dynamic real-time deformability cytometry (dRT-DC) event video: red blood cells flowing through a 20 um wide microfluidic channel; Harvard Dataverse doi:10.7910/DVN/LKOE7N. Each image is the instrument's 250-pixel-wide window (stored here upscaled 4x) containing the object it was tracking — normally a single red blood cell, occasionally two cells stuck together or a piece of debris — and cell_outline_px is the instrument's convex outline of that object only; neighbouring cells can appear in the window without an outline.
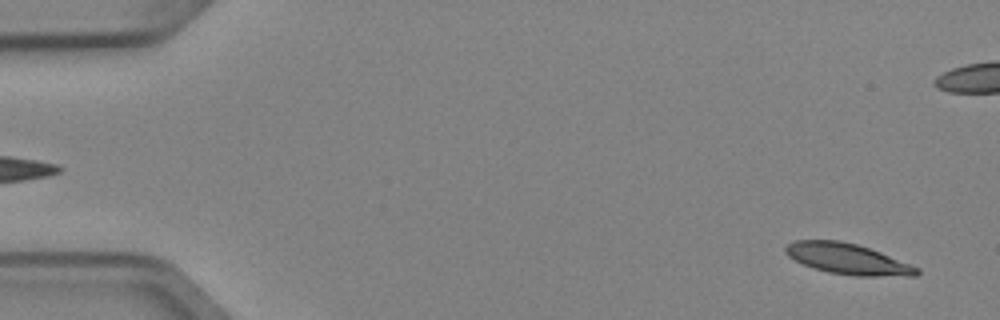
{"species": "Egyptian fruit bat (a non-hibernating species)", "species_latin": "Rousettus aegyptiacus", "temperature_condition": "cold", "stored_images_in_passage": 5, "segment_of_instrument_passage": [2, 2], "camera_frame_rate_fps": 3000, "um_per_image_px": 0.085, "animal": {"sex": "female"}, "frame": {"image": 1, "passage_image": 5, "time_ms": 1.333, "image_size_px": [1000, 320], "cell_outline_px": [[920, 272], [916, 276], [856, 276], [828, 272], [812, 268], [788, 256], [784, 252], [784, 248], [788, 244], [796, 240], [840, 240], [856, 244], [880, 252], [920, 268]], "centroid_in_image_um": [72.05, 22.01], "position_along_channel_um": 12.9, "area_um2": 23.47}}